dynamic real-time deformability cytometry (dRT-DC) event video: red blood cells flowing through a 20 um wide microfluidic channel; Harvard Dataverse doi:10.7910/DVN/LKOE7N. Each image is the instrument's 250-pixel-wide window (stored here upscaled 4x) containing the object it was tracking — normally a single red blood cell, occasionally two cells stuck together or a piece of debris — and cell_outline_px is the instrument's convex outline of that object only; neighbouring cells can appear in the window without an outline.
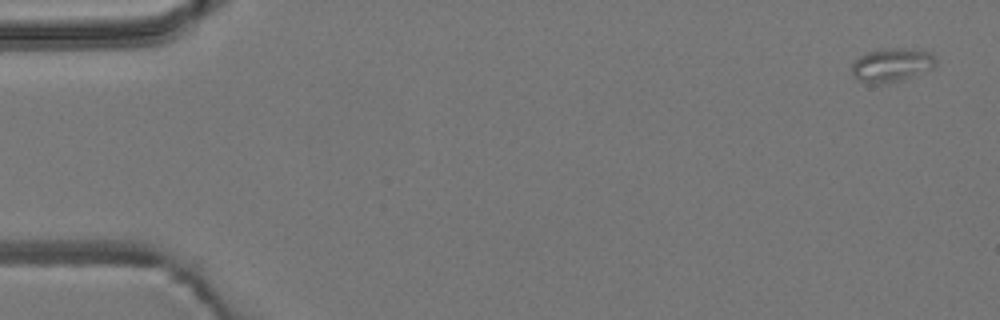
{"species": "common noctule bat (a hibernating species)", "species_latin": "Nyctalus noctula", "temperature_condition": "room temperature", "stored_images_in_passage": 6, "camera_frame_rate_fps": 3000, "um_per_image_px": 0.085, "animal": {"sex": "male", "body_mass_g": 19.2, "forearm_length_mm": 51.8}, "frame": {"image": 1, "passage_image": 1, "time_ms": 0.0, "image_size_px": [1000, 320], "cell_outline_px": [[936, 64], [932, 68], [912, 76], [900, 80], [884, 84], [872, 84], [860, 80], [852, 72], [852, 64], [860, 56], [868, 52], [880, 48], [896, 48], [932, 52], [936, 56]], "centroid_in_image_um": [75.81, 5.51], "position_along_channel_um": 9.2, "area_um2": 16.3}}
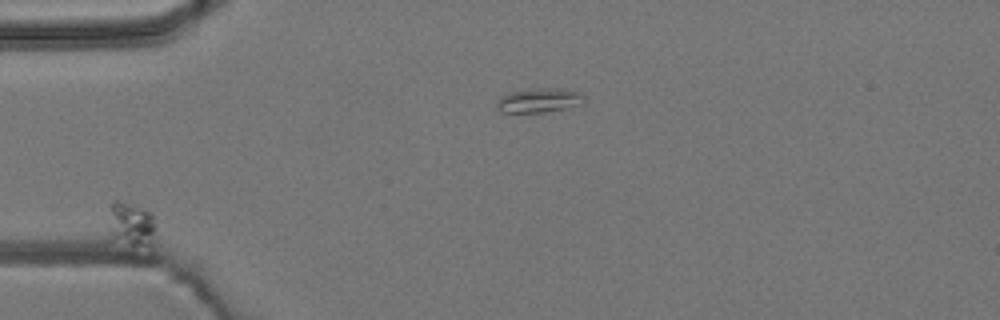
{"frame": {"image": 2, "passage_image": 4, "time_ms": 1.0, "image_size_px": [1000, 320], "cell_outline_px": [[156, 244], [152, 248], [132, 244], [112, 236], [112, 200], [120, 200], [152, 212], [156, 224]], "centroid_in_image_um": [11.34, 19.07], "position_along_channel_um": 73.7, "area_um2": 11.85}}